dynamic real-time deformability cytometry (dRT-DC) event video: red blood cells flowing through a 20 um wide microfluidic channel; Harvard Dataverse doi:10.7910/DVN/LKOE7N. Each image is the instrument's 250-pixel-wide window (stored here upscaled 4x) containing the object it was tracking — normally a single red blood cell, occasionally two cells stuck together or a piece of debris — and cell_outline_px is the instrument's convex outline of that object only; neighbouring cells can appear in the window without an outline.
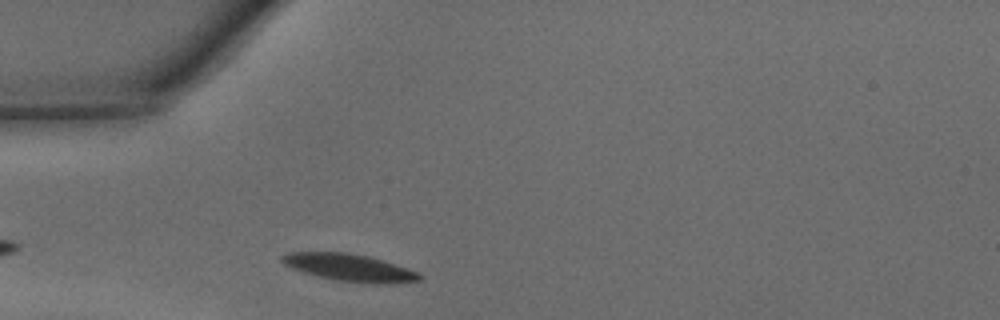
{"species": "common noctule bat (a hibernating species)", "species_latin": "Nyctalus noctula", "temperature_condition": "warm", "stored_images_in_passage": 6, "camera_frame_rate_fps": 3000, "um_per_image_px": 0.085, "animal": {"sex": "male", "body_mass_g": 15.6}, "frame": {"image": 1, "passage_image": 3, "time_ms": 0.667, "image_size_px": [1000, 320], "cell_outline_px": [[424, 276], [420, 280], [388, 284], [372, 284], [336, 280], [304, 272], [292, 268], [284, 264], [280, 260], [280, 256], [288, 252], [348, 252], [368, 256], [416, 272]], "centroid_in_image_um": [29.66, 22.74], "position_along_channel_um": 55.3, "area_um2": 21.56}}